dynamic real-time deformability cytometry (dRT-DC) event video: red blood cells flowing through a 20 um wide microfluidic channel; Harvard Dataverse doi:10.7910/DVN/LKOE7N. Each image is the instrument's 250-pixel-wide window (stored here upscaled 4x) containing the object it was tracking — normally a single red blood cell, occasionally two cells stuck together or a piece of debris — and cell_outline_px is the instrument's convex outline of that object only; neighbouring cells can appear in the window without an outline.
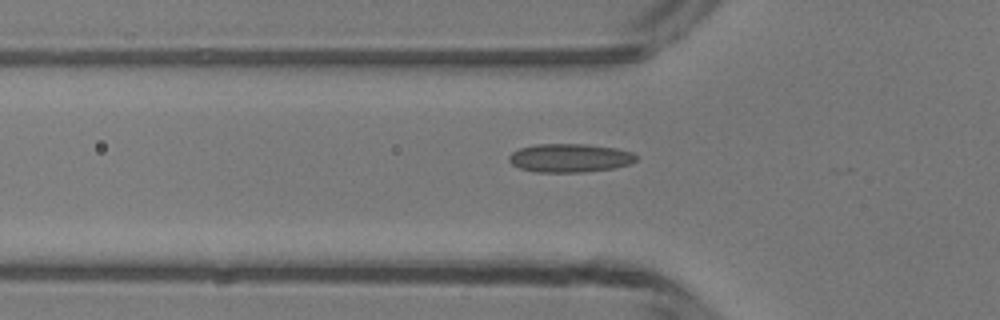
{"species": "common noctule bat (a hibernating species)", "species_latin": "Nyctalus noctula", "temperature_condition": "room temperature", "stored_images_in_passage": 20, "camera_frame_rate_fps": 3000, "um_per_image_px": 0.085, "animal": {"sex": "male", "body_mass_g": 13.3}, "frame": {"image": 1, "passage_image": 16, "time_ms": 5.0, "image_size_px": [1000, 320], "cell_outline_px": [[636, 160], [628, 164], [616, 168], [584, 172], [536, 172], [520, 168], [512, 164], [508, 160], [508, 156], [512, 152], [520, 148], [536, 144], [588, 144], [616, 148], [632, 152], [636, 156]], "centroid_in_image_um": [48.43, 13.42], "position_along_channel_um": 77.4, "area_um2": 21.21}}
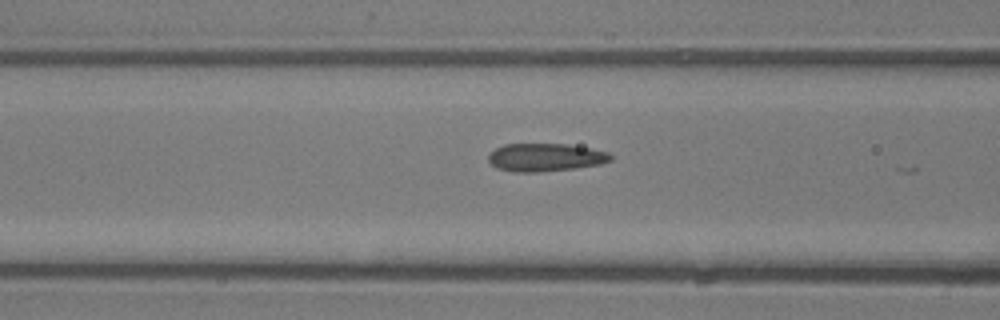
{"frame": {"image": 2, "passage_image": 19, "time_ms": 6.0, "image_size_px": [1000, 320], "cell_outline_px": [[612, 160], [600, 164], [576, 168], [540, 172], [512, 172], [496, 168], [488, 160], [488, 156], [496, 148], [504, 144], [568, 144], [608, 152], [612, 156]], "centroid_in_image_um": [46.35, 13.38], "position_along_channel_um": 120.3, "area_um2": 19.94}}